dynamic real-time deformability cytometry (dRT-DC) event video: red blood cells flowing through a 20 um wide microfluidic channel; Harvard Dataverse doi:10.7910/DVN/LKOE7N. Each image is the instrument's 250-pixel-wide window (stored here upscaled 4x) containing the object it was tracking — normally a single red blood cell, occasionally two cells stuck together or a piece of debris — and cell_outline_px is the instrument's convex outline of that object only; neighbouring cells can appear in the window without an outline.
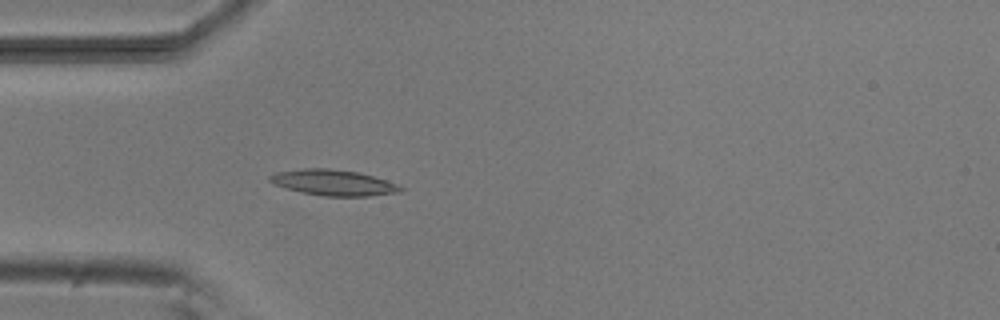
{"species": "common noctule bat (a hibernating species)", "species_latin": "Nyctalus noctula", "temperature_condition": "room temperature", "stored_images_in_passage": 4, "camera_frame_rate_fps": 3000, "um_per_image_px": 0.085, "animal": {"sex": "male", "body_mass_g": 20.5, "forearm_length_mm": 52.5}, "frame": {"image": 1, "passage_image": 4, "time_ms": 4.333, "image_size_px": [1000, 320], "cell_outline_px": [[404, 188], [400, 192], [368, 196], [324, 196], [300, 192], [284, 188], [272, 184], [268, 180], [268, 176], [276, 172], [304, 168], [328, 168], [356, 172], [372, 176], [396, 184]], "centroid_in_image_um": [28.26, 15.52], "position_along_channel_um": 56.7, "area_um2": 19.59}}